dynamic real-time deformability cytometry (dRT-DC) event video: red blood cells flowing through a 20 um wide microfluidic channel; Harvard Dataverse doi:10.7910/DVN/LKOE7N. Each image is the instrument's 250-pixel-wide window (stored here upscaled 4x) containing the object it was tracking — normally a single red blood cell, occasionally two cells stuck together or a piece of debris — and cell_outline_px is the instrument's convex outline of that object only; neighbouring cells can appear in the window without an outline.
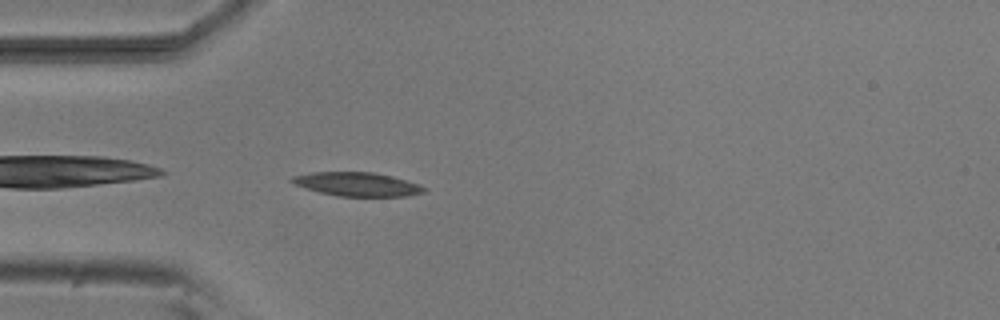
{"species": "common noctule bat (a hibernating species)", "species_latin": "Nyctalus noctula", "temperature_condition": "room temperature", "stored_images_in_passage": 15, "camera_frame_rate_fps": 3000, "um_per_image_px": 0.085, "animal": {"sex": "male", "body_mass_g": 20.5, "forearm_length_mm": 52.5}, "frame": {"image": 1, "passage_image": 1, "time_ms": 0.0, "image_size_px": [1000, 320], "cell_outline_px": [[424, 192], [404, 196], [336, 196], [320, 192], [292, 184], [288, 180], [292, 176], [312, 172], [372, 172], [420, 184], [424, 188]], "centroid_in_image_um": [30.27, 15.66], "position_along_channel_um": 54.7, "area_um2": 18.09}}
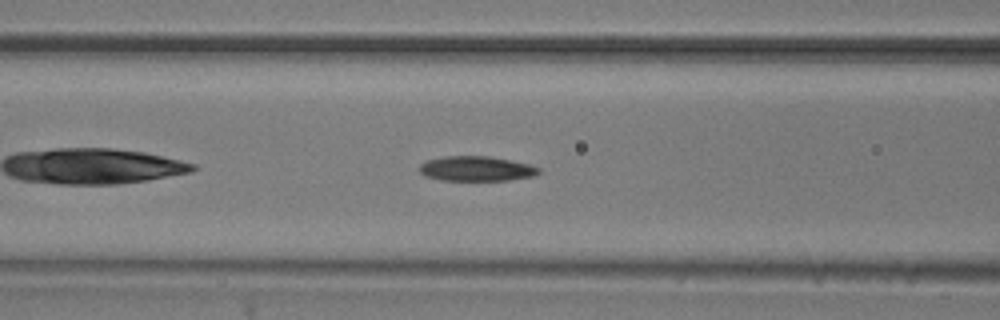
{"frame": {"image": 2, "passage_image": 7, "time_ms": 2.0, "image_size_px": [1000, 320], "cell_outline_px": [[540, 172], [532, 176], [508, 180], [440, 180], [424, 176], [416, 168], [420, 164], [428, 160], [444, 156], [492, 156], [528, 164], [540, 168]], "centroid_in_image_um": [40.44, 14.33], "position_along_channel_um": 126.2, "area_um2": 17.34}}
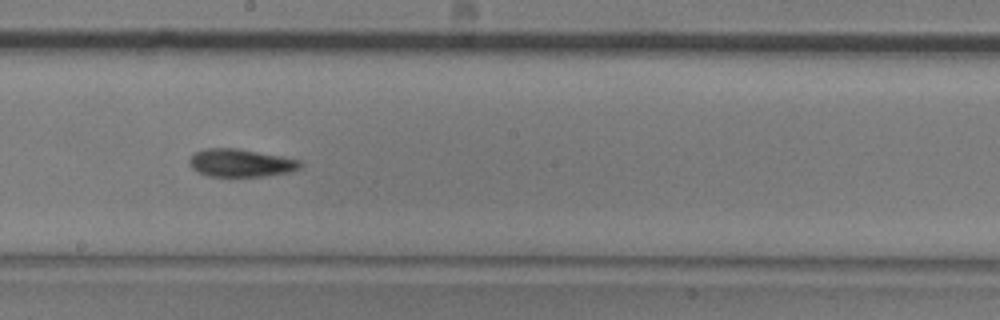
{"frame": {"image": 3, "passage_image": 15, "time_ms": 4.667, "image_size_px": [1000, 320], "cell_outline_px": [[300, 168], [292, 172], [264, 176], [208, 176], [196, 172], [188, 164], [188, 160], [192, 152], [208, 148], [236, 148], [280, 156], [300, 160]], "centroid_in_image_um": [20.4, 13.85], "position_along_channel_um": 227.8, "area_um2": 18.09}}